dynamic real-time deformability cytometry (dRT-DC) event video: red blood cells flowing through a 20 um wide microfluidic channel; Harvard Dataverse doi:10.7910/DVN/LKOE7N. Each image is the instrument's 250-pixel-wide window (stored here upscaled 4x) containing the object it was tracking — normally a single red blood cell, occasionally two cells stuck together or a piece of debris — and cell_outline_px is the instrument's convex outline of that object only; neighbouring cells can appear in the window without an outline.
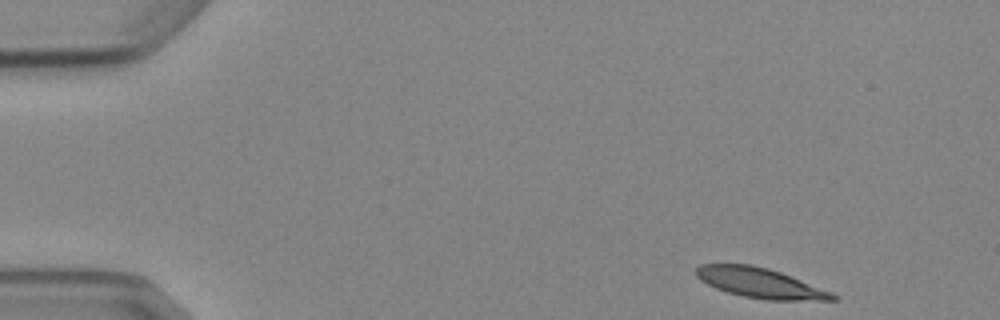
{"species": "Egyptian fruit bat (a non-hibernating species)", "species_latin": "Rousettus aegyptiacus", "temperature_condition": "cold", "stored_images_in_passage": 3, "camera_frame_rate_fps": 3000, "um_per_image_px": 0.085, "animal": {"sex": "female"}, "frame": {"image": 1, "passage_image": 1, "time_ms": 0.0, "image_size_px": [1000, 320], "cell_outline_px": [[840, 296], [836, 300], [768, 300], [744, 296], [728, 292], [716, 288], [700, 280], [696, 276], [696, 268], [700, 264], [752, 264], [768, 268], [780, 272], [832, 292]], "centroid_in_image_um": [64.62, 24.05], "position_along_channel_um": 20.4, "area_um2": 23.7}}